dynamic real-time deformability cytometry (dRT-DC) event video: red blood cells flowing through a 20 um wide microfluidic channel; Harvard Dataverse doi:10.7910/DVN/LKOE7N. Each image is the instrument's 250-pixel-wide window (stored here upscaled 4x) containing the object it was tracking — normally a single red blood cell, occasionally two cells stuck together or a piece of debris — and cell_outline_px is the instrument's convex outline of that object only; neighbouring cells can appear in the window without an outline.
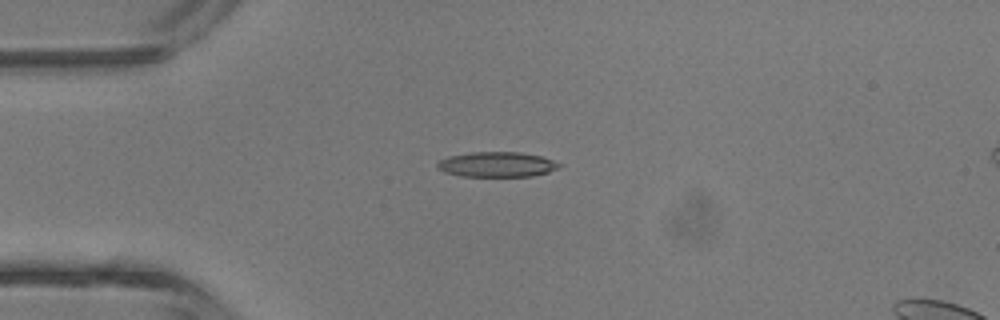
{"species": "common noctule bat (a hibernating species)", "species_latin": "Nyctalus noctula", "temperature_condition": "room temperature", "stored_images_in_passage": 5, "camera_frame_rate_fps": 3000, "um_per_image_px": 0.085, "animal": {"sex": "male", "body_mass_g": 13.3}, "frame": {"image": 1, "passage_image": 3, "time_ms": 2.333, "image_size_px": [1000, 320], "cell_outline_px": [[564, 164], [548, 172], [532, 176], [464, 176], [444, 172], [436, 168], [436, 164], [440, 160], [448, 156], [468, 152], [520, 152], [540, 156]], "centroid_in_image_um": [42.21, 13.97], "position_along_channel_um": 42.8, "area_um2": 17.8}}
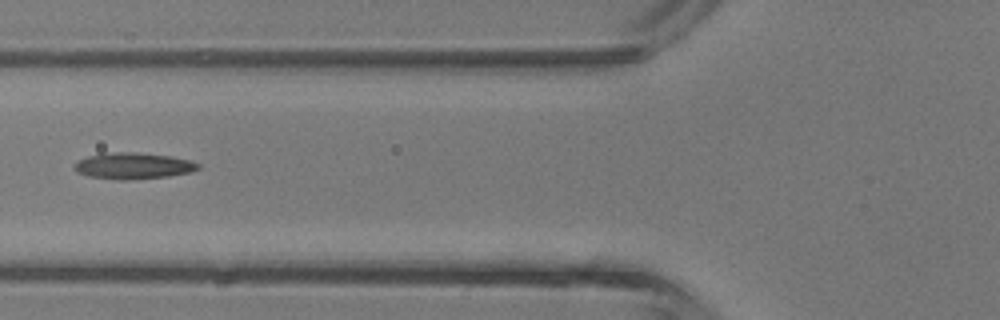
{"frame": {"image": 2, "passage_image": 5, "time_ms": 4.333, "image_size_px": [1000, 320], "cell_outline_px": [[200, 168], [192, 172], [168, 176], [128, 180], [120, 180], [88, 176], [76, 172], [72, 168], [76, 160], [88, 156], [112, 152], [136, 152], [172, 156], [192, 160], [200, 164]], "centroid_in_image_um": [11.32, 14.09], "position_along_channel_um": 114.5, "area_um2": 19.25}}